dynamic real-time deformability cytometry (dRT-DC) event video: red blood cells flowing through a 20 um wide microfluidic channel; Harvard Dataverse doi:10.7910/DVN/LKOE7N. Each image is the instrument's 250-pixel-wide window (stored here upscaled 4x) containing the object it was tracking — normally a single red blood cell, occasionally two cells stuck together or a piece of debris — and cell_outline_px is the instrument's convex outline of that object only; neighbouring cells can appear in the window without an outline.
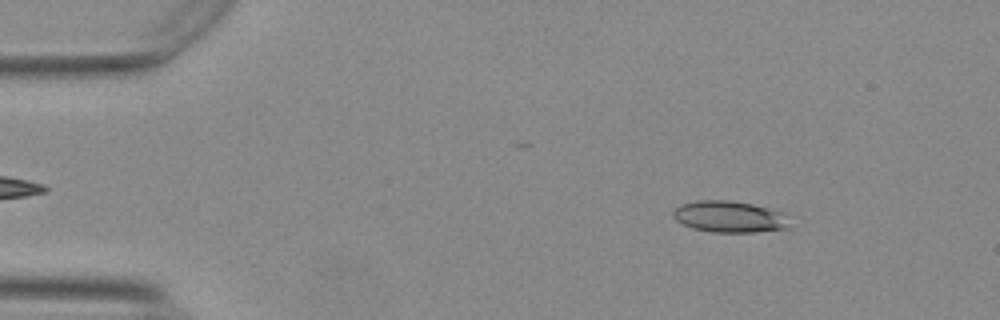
{"species": "Egyptian fruit bat (a non-hibernating species)", "species_latin": "Rousettus aegyptiacus", "temperature_condition": "warm", "stored_images_in_passage": 54, "camera_frame_rate_fps": 3000, "um_per_image_px": 0.085, "animal": {"sex": "female"}, "frame": {"image": 1, "passage_image": 7, "time_ms": 2.0, "image_size_px": [1000, 320], "cell_outline_px": [[788, 228], [756, 232], [712, 232], [692, 228], [676, 220], [672, 216], [672, 212], [680, 204], [696, 200], [728, 200], [752, 204], [784, 212]], "centroid_in_image_um": [61.96, 18.41], "position_along_channel_um": 23.0, "area_um2": 21.27}}
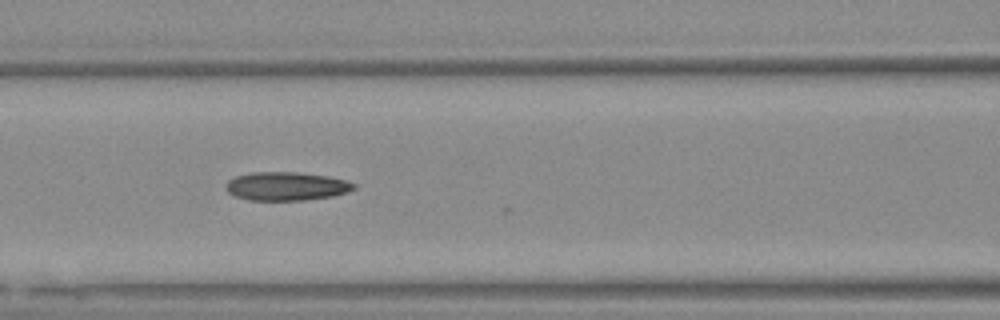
{"frame": {"image": 2, "passage_image": 23, "time_ms": 7.333, "image_size_px": [1000, 320], "cell_outline_px": [[356, 188], [348, 192], [332, 196], [304, 200], [248, 200], [236, 196], [228, 192], [224, 188], [224, 184], [228, 180], [236, 176], [252, 172], [300, 172], [328, 176], [344, 180], [356, 184]], "centroid_in_image_um": [24.32, 15.82], "position_along_channel_um": 142.3, "area_um2": 21.39}}
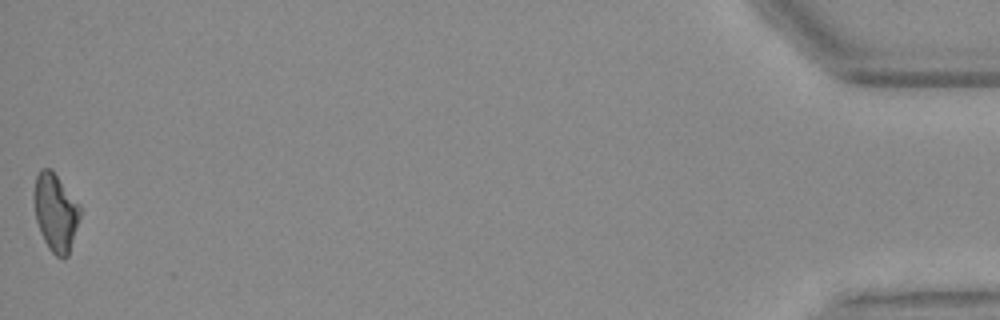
{"frame": {"image": 3, "passage_image": 54, "time_ms": 17.667, "image_size_px": [1000, 320], "cell_outline_px": [[80, 216], [68, 256], [64, 260], [56, 256], [48, 248], [40, 232], [36, 220], [36, 176], [44, 168], [48, 168], [56, 176], [80, 204]], "centroid_in_image_um": [4.76, 18.13], "position_along_channel_um": 430.4, "area_um2": 20.11}, "authors_computed_cell_mechanics": {"area_um2": 20.9236, "velocity_mm_per_s": 3.747, "shape_relaxation_time_tau1_ms": 4.8074, "shape_relaxation_time_tau2_ms": 3.5007, "deformation_change_tau1": 0.1588, "deformation_change_tau2": 0.1297}}